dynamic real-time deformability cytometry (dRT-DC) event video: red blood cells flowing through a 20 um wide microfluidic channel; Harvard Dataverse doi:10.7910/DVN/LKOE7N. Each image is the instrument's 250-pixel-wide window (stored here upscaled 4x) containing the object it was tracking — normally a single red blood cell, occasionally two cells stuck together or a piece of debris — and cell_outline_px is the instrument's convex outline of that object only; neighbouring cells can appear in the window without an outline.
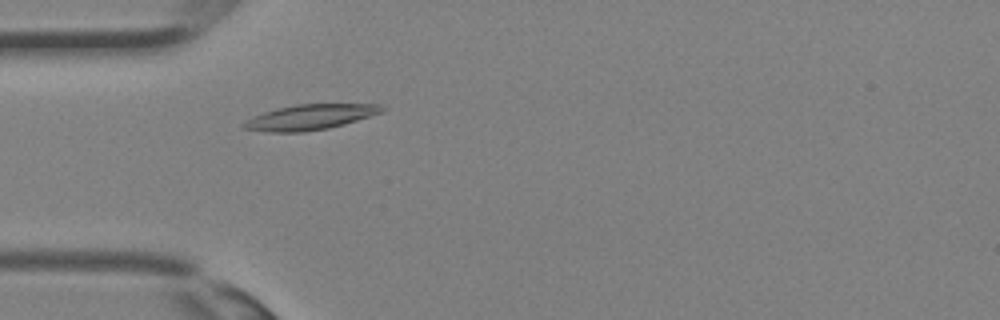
{"species": "Egyptian fruit bat (a non-hibernating species)", "species_latin": "Rousettus aegyptiacus", "temperature_condition": "room temperature", "stored_images_in_passage": 27, "camera_frame_rate_fps": 3000, "um_per_image_px": 0.085, "animal": {"sex": "female"}, "frame": {"image": 1, "passage_image": 3, "time_ms": 0.667, "image_size_px": [1000, 320], "cell_outline_px": [[388, 108], [384, 112], [344, 124], [328, 128], [300, 132], [268, 132], [244, 128], [240, 124], [264, 112], [276, 108], [296, 104], [380, 104]], "centroid_in_image_um": [26.42, 9.94], "position_along_channel_um": 58.6, "area_um2": 20.29}}
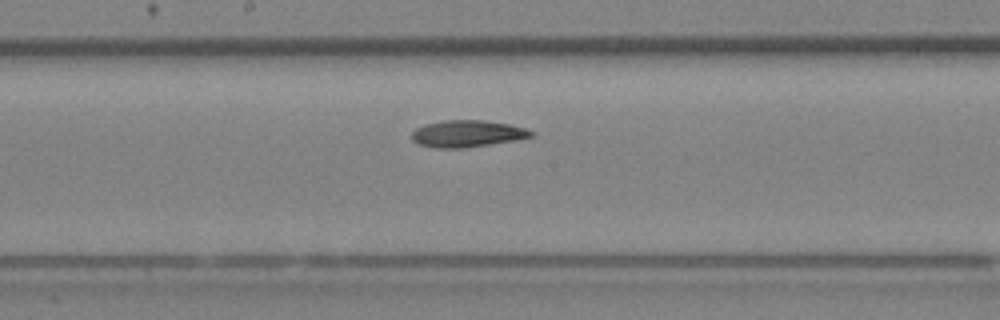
{"frame": {"image": 2, "passage_image": 11, "time_ms": 3.333, "image_size_px": [1000, 320], "cell_outline_px": [[532, 136], [516, 140], [460, 148], [436, 148], [416, 144], [412, 140], [412, 132], [416, 128], [424, 124], [444, 120], [484, 120], [512, 124], [524, 128], [532, 132]], "centroid_in_image_um": [39.66, 11.35], "position_along_channel_um": 208.5, "area_um2": 18.61}}
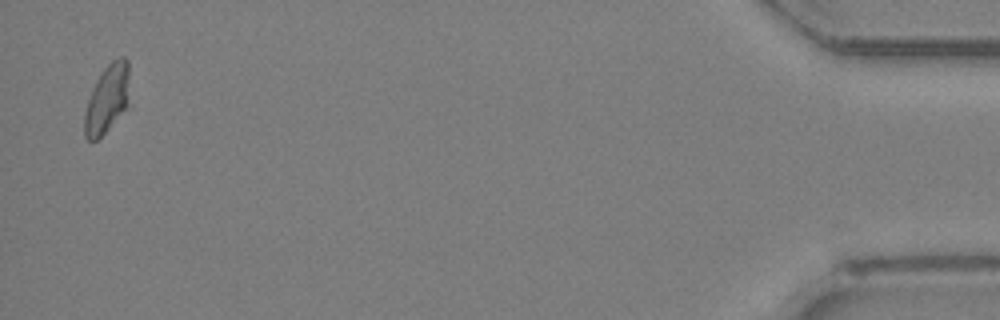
{"frame": {"image": 3, "passage_image": 27, "time_ms": 8.667, "image_size_px": [1000, 320], "cell_outline_px": [[128, 108], [96, 140], [88, 140], [84, 136], [84, 112], [88, 100], [104, 68], [112, 60], [120, 56], [124, 56], [128, 60]], "centroid_in_image_um": [9.12, 8.41], "position_along_channel_um": 426.1, "area_um2": 17.63}}